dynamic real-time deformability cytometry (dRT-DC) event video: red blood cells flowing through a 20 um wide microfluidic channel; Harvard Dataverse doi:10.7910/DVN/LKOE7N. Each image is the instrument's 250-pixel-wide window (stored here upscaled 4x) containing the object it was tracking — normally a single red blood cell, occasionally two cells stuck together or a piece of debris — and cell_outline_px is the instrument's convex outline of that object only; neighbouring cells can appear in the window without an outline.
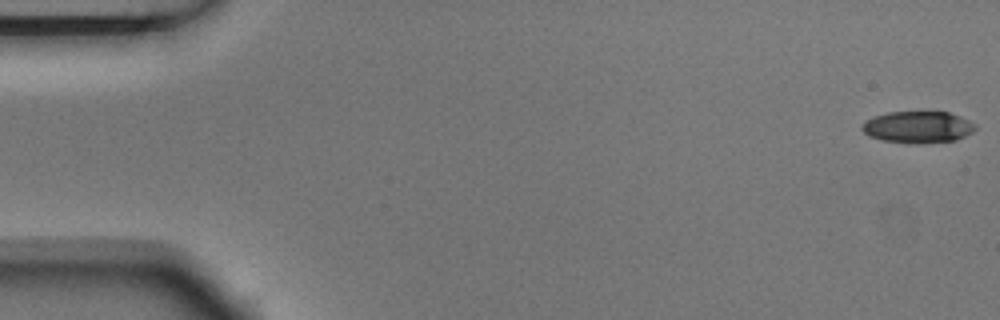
{"species": "Egyptian fruit bat (a non-hibernating species)", "species_latin": "Rousettus aegyptiacus", "temperature_condition": "room temperature", "stored_images_in_passage": 5, "camera_frame_rate_fps": 3000, "um_per_image_px": 0.085, "animal": {"sex": "male"}, "frame": {"image": 1, "passage_image": 1, "time_ms": 0.0, "image_size_px": [1000, 320], "cell_outline_px": [[976, 128], [972, 132], [956, 140], [880, 140], [868, 136], [860, 128], [868, 120], [876, 116], [888, 112], [948, 112], [960, 116], [976, 124]], "centroid_in_image_um": [78.03, 10.74], "position_along_channel_um": 7.0, "area_um2": 19.77}}
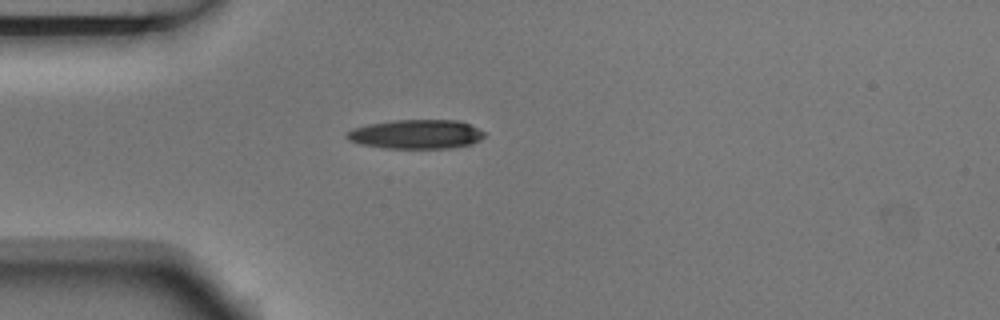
{"frame": {"image": 2, "passage_image": 5, "time_ms": 1.333, "image_size_px": [1000, 320], "cell_outline_px": [[484, 136], [480, 140], [472, 144], [452, 148], [384, 148], [360, 144], [348, 140], [344, 136], [352, 128], [368, 124], [396, 120], [460, 120], [484, 132]], "centroid_in_image_um": [35.36, 11.41], "position_along_channel_um": 49.6, "area_um2": 23.41}}